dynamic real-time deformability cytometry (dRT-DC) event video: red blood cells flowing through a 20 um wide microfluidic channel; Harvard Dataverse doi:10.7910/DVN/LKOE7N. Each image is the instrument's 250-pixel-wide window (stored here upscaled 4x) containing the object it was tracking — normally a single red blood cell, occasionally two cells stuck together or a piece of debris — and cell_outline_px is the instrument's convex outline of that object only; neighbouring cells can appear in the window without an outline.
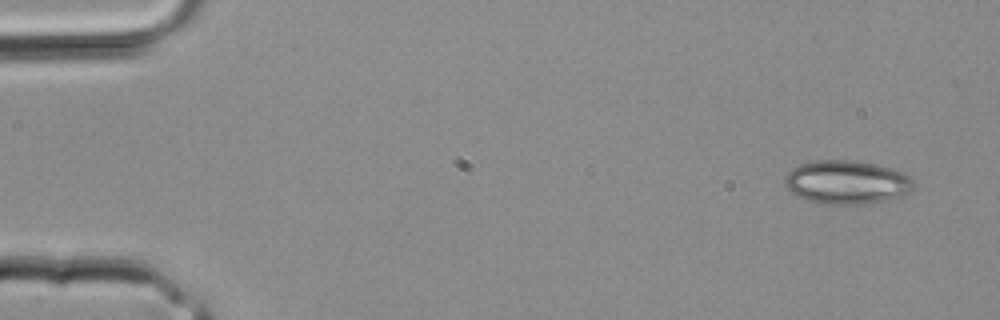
{"species": "common noctule bat (a hibernating species)", "species_latin": "Nyctalus noctula", "temperature_condition": "room temperature", "stored_images_in_passage": 3, "camera_frame_rate_fps": 3000, "um_per_image_px": 0.085, "animal": {"sex": "male", "body_mass_g": 20.4}, "frame": {"image": 1, "passage_image": 3, "time_ms": 0.667, "image_size_px": [1000, 320], "cell_outline_px": [[916, 184], [908, 192], [900, 196], [880, 200], [856, 204], [820, 204], [796, 196], [784, 184], [784, 176], [792, 168], [800, 164], [816, 160], [856, 160], [876, 164], [904, 172], [916, 180]], "centroid_in_image_um": [71.96, 15.47], "position_along_channel_um": 13.0, "area_um2": 32.77}}